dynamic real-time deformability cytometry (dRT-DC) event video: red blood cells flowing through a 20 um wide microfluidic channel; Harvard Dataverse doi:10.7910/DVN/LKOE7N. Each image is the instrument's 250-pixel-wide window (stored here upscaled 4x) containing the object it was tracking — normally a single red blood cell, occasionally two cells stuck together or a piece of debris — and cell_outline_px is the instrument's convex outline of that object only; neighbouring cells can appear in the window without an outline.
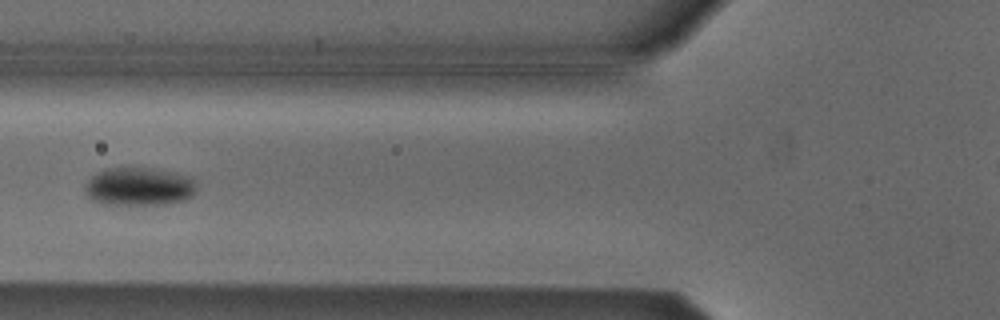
{"species": "Egyptian fruit bat (a non-hibernating species)", "species_latin": "Rousettus aegyptiacus", "temperature_condition": "cold", "stored_images_in_passage": 5, "camera_frame_rate_fps": 3000, "um_per_image_px": 0.085, "animal": {"sex": "male"}, "frame": {"image": 1, "passage_image": 4, "time_ms": 1.0, "image_size_px": [1000, 320], "cell_outline_px": [[196, 192], [192, 196], [184, 200], [164, 204], [104, 204], [92, 200], [88, 196], [84, 188], [88, 180], [96, 172], [104, 168], [152, 168], [176, 172], [192, 176], [196, 188]], "centroid_in_image_um": [11.84, 15.84], "position_along_channel_um": 114.0, "area_um2": 25.03}}
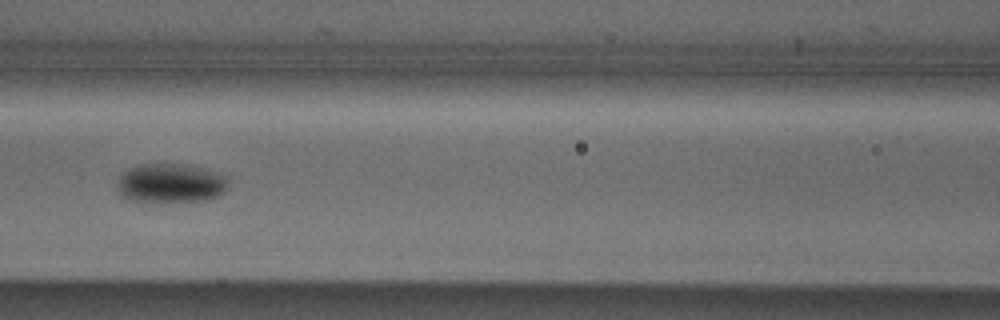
{"frame": {"image": 2, "passage_image": 5, "time_ms": 1.333, "image_size_px": [1000, 320], "cell_outline_px": [[228, 188], [220, 196], [208, 200], [128, 200], [120, 196], [120, 176], [124, 172], [136, 164], [164, 160], [184, 164], [200, 168], [228, 176]], "centroid_in_image_um": [14.54, 15.5], "position_along_channel_um": 152.1, "area_um2": 25.55}}